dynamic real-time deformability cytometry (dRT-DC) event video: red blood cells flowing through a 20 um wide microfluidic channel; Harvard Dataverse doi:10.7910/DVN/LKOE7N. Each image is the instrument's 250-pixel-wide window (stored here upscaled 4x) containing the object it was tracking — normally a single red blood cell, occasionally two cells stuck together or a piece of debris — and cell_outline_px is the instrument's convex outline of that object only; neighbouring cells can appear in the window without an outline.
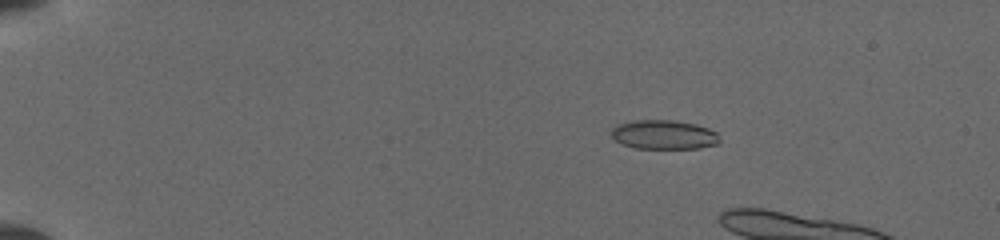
{"species": "common noctule bat (a hibernating species)", "species_latin": "Nyctalus noctula", "temperature_condition": "cold", "stored_images_in_passage": 10, "camera_frame_rate_fps": 3000, "um_per_image_px": 0.085, "animal": {"sex": "female", "body_mass_g": 19.5, "forearm_length_mm": 54.1}, "frame": {"image": 1, "passage_image": 5, "time_ms": 2.667, "image_size_px": [1000, 240], "cell_outline_px": [[720, 144], [700, 148], [636, 148], [620, 144], [608, 132], [616, 124], [632, 120], [672, 120], [696, 124], [708, 128], [716, 132], [720, 140]], "centroid_in_image_um": [56.4, 11.44], "position_along_channel_um": 28.6, "area_um2": 18.67}}